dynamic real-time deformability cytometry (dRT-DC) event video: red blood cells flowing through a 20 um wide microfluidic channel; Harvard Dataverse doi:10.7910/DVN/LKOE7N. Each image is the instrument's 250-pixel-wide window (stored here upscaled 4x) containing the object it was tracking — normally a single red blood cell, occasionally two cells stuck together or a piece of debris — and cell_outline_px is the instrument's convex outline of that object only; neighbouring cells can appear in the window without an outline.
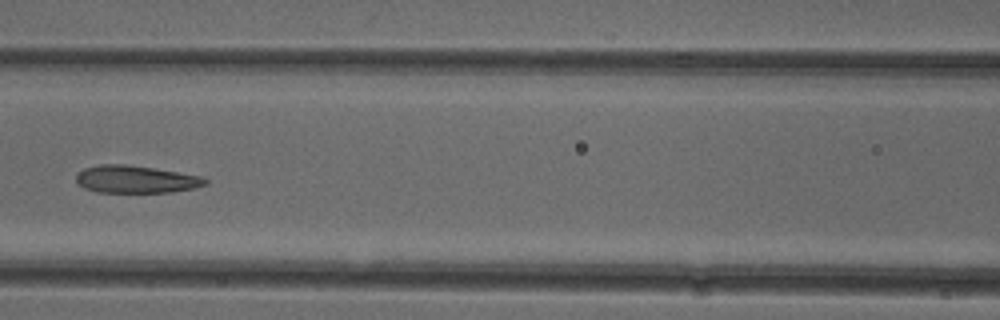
{"species": "common noctule bat (a hibernating species)", "species_latin": "Nyctalus noctula", "temperature_condition": "cold", "stored_images_in_passage": 6, "camera_frame_rate_fps": 3000, "um_per_image_px": 0.085, "animal": {"sex": "female"}, "frame": {"image": 1, "passage_image": 6, "time_ms": 1.667, "image_size_px": [1000, 320], "cell_outline_px": [[208, 184], [196, 188], [172, 192], [96, 192], [84, 188], [76, 184], [76, 172], [84, 168], [100, 164], [124, 164], [152, 168], [204, 176], [208, 180]], "centroid_in_image_um": [11.54, 15.24], "position_along_channel_um": 155.1, "area_um2": 20.92}}